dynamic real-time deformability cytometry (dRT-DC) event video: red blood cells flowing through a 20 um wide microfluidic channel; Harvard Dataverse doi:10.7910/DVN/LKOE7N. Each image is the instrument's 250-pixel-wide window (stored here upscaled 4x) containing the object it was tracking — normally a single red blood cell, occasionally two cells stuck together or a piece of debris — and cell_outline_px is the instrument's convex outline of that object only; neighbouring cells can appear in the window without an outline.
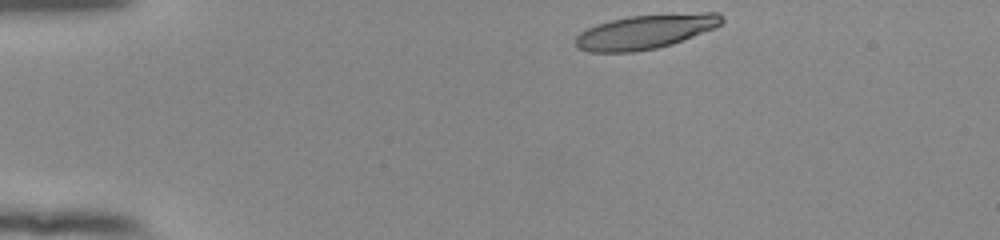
{"species": "human", "species_latin": "Homo sapiens", "temperature_condition": "room temperature", "stored_images_in_passage": 44, "camera_frame_rate_fps": 3000, "um_per_image_px": 0.085, "donor": {"sex": "female"}, "frame": {"image": 1, "passage_image": 1, "time_ms": 0.0, "image_size_px": [1000, 240], "cell_outline_px": [[724, 20], [716, 28], [672, 44], [656, 48], [632, 52], [588, 52], [576, 48], [576, 36], [580, 32], [596, 24], [628, 16], [704, 12], [720, 12], [724, 16]], "centroid_in_image_um": [54.89, 2.69], "position_along_channel_um": 30.1, "area_um2": 29.36}}
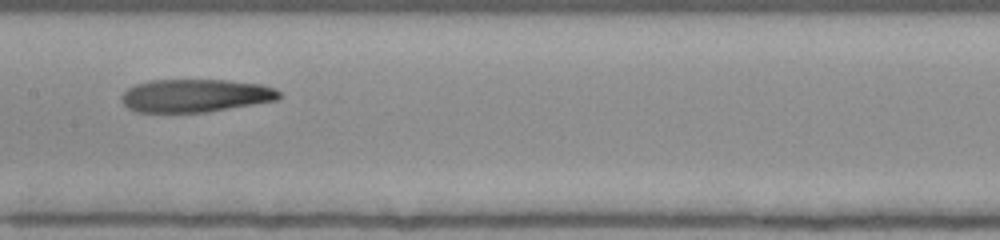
{"frame": {"image": 2, "passage_image": 19, "time_ms": 6.0, "image_size_px": [1000, 240], "cell_outline_px": [[280, 96], [276, 100], [208, 112], [136, 112], [128, 108], [120, 100], [120, 96], [128, 88], [136, 84], [148, 80], [228, 80], [260, 84], [276, 88], [280, 92]], "centroid_in_image_um": [16.58, 8.12], "position_along_channel_um": 190.8, "area_um2": 30.4}}
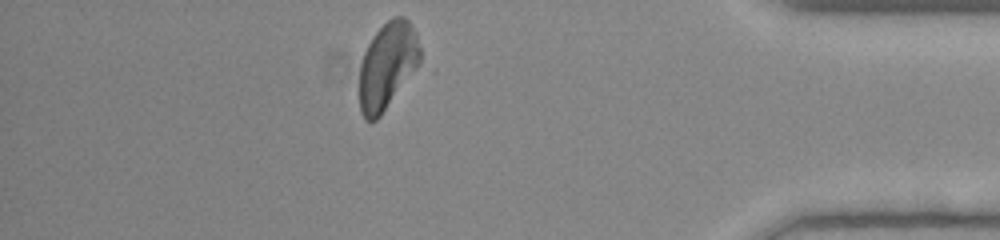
{"frame": {"image": 3, "passage_image": 38, "time_ms": 12.333, "image_size_px": [1000, 240], "cell_outline_px": [[424, 68], [380, 116], [376, 120], [364, 120], [360, 112], [360, 64], [364, 52], [372, 36], [392, 16], [404, 16], [412, 24], [416, 32], [420, 48]], "centroid_in_image_um": [33.03, 5.62], "position_along_channel_um": 402.2, "area_um2": 32.25}, "authors_computed_cell_mechanics": {"area_um2": 31.1831, "velocity_mm_per_s": 3.8802, "shape_relaxation_time_tau1_ms": null, "shape_relaxation_time_tau2_ms": 3.6702, "deformation_change_tau1": null, "deformation_change_tau2": 0.1325}}